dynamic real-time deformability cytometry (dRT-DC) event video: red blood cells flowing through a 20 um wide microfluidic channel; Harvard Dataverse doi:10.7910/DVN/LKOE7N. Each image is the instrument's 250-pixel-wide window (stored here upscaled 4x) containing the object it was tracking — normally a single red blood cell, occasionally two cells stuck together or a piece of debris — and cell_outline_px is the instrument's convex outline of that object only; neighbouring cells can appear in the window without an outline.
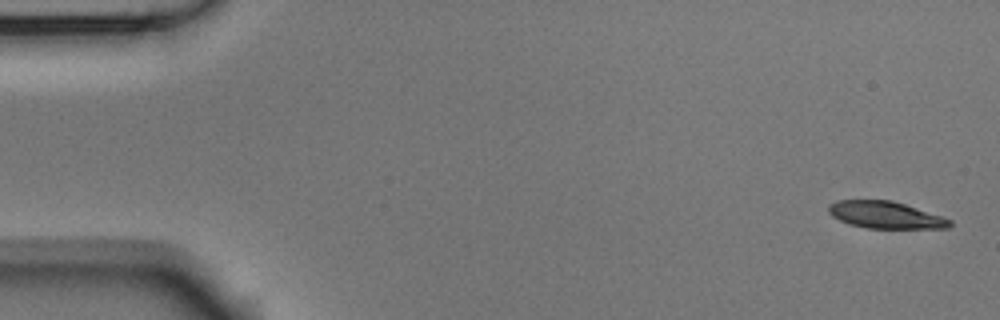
{"species": "Egyptian fruit bat (a non-hibernating species)", "species_latin": "Rousettus aegyptiacus", "temperature_condition": "room temperature", "stored_images_in_passage": 4, "camera_frame_rate_fps": 3000, "um_per_image_px": 0.085, "animal": {"sex": "male"}, "frame": {"image": 1, "passage_image": 1, "time_ms": 0.0, "image_size_px": [1000, 320], "cell_outline_px": [[952, 224], [948, 228], [864, 228], [848, 224], [832, 216], [828, 212], [828, 204], [836, 200], [892, 200], [952, 220]], "centroid_in_image_um": [75.21, 18.27], "position_along_channel_um": 9.8, "area_um2": 19.02}}
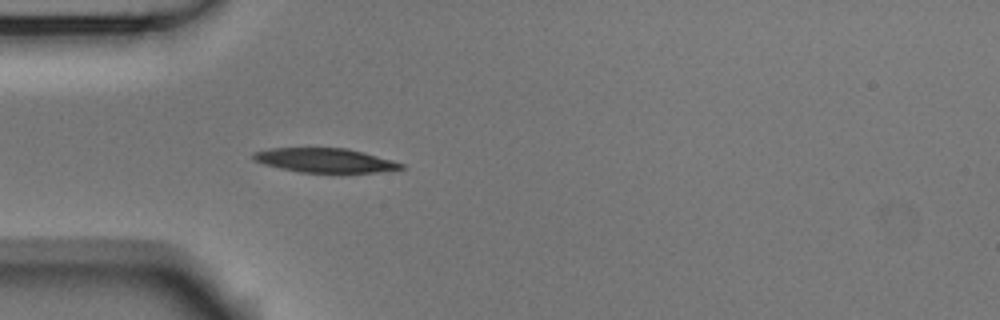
{"frame": {"image": 2, "passage_image": 4, "time_ms": 1.0, "image_size_px": [1000, 320], "cell_outline_px": [[408, 168], [380, 172], [300, 172], [280, 168], [264, 164], [252, 160], [252, 152], [272, 148], [348, 148], [364, 152], [392, 160], [404, 164]], "centroid_in_image_um": [27.64, 13.62], "position_along_channel_um": 57.4, "area_um2": 20.92}}